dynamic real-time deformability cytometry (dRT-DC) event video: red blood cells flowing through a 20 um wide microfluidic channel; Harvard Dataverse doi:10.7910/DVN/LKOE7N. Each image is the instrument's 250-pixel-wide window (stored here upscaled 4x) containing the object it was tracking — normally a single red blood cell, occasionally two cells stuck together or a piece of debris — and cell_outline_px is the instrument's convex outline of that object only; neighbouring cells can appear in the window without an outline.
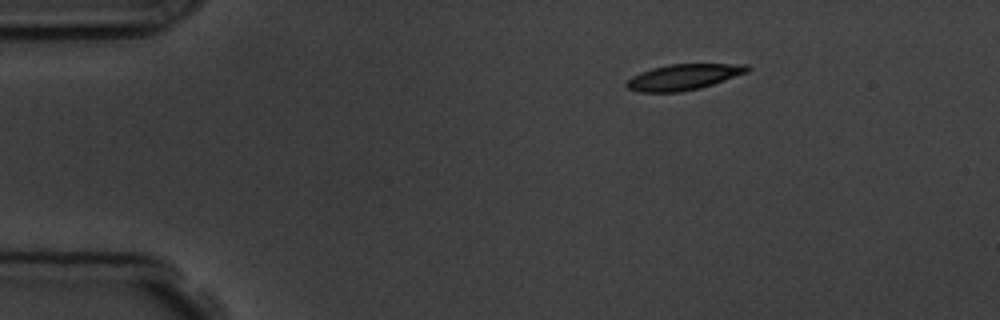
{"species": "common noctule bat (a hibernating species)", "species_latin": "Nyctalus noctula", "temperature_condition": "room temperature", "stored_images_in_passage": 4, "camera_frame_rate_fps": 3000, "um_per_image_px": 0.085, "animal": {"sex": "male", "body_mass_g": 19.5, "forearm_length_mm": 54.6}, "frame": {"image": 1, "passage_image": 4, "time_ms": 3.333, "image_size_px": [1000, 320], "cell_outline_px": [[752, 68], [748, 72], [700, 88], [680, 92], [640, 92], [628, 88], [624, 84], [632, 76], [640, 72], [652, 68], [668, 64], [748, 64]], "centroid_in_image_um": [58.1, 6.54], "position_along_channel_um": 26.9, "area_um2": 18.15}}